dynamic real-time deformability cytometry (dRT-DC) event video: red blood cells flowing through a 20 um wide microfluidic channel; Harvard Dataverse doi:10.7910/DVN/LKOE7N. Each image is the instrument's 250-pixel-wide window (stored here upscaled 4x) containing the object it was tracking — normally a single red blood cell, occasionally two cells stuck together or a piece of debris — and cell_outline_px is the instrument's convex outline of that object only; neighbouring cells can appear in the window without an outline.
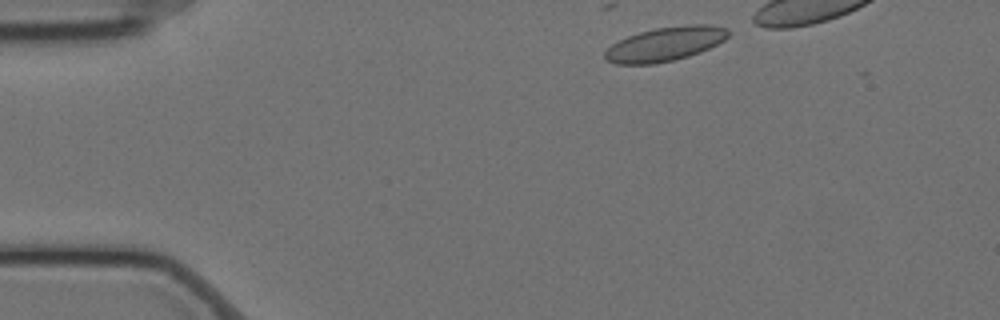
{"species": "Egyptian fruit bat (a non-hibernating species)", "species_latin": "Rousettus aegyptiacus", "temperature_condition": "cold", "stored_images_in_passage": 11, "camera_frame_rate_fps": 3000, "um_per_image_px": 0.085, "animal": {"sex": "female"}, "frame": {"image": 1, "passage_image": 2, "time_ms": 0.333, "image_size_px": [1000, 320], "cell_outline_px": [[732, 32], [724, 40], [700, 52], [688, 56], [672, 60], [652, 64], [616, 64], [608, 60], [604, 56], [604, 52], [612, 44], [628, 36], [640, 32], [656, 28], [684, 24], [712, 24], [728, 28]], "centroid_in_image_um": [56.58, 3.72], "position_along_channel_um": 28.4, "area_um2": 24.51}}
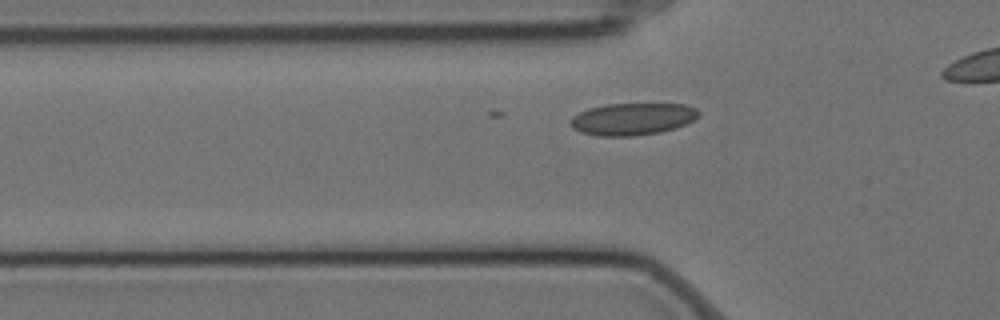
{"frame": {"image": 2, "passage_image": 11, "time_ms": 3.333, "image_size_px": [1000, 320], "cell_outline_px": [[700, 112], [692, 120], [676, 128], [660, 132], [632, 136], [596, 136], [580, 132], [572, 128], [568, 120], [572, 116], [588, 108], [608, 104], [684, 104], [696, 108]], "centroid_in_image_um": [53.7, 10.12], "position_along_channel_um": 72.1, "area_um2": 23.99}}